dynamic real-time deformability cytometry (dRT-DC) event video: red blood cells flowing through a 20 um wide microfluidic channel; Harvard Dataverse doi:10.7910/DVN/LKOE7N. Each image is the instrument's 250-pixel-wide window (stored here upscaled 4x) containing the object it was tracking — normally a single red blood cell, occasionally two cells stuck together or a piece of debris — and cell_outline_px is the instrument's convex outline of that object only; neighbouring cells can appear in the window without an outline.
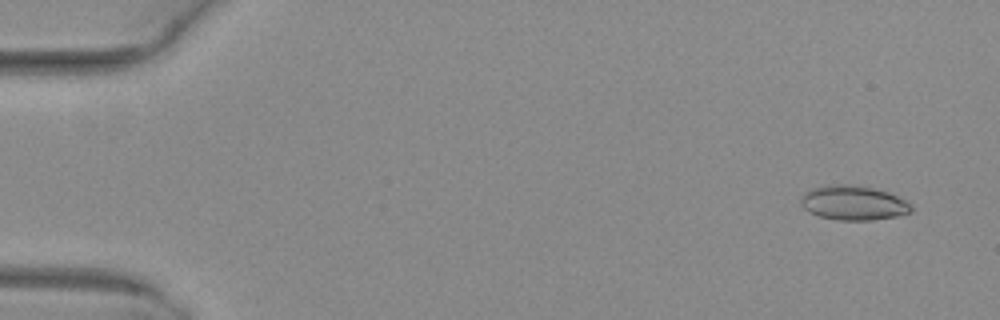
{"species": "common noctule bat (a hibernating species)", "species_latin": "Nyctalus noctula", "temperature_condition": "warm", "stored_images_in_passage": 52, "camera_frame_rate_fps": 3000, "um_per_image_px": 0.085, "animal": {"sex": "female", "body_mass_g": 29.2, "forearm_length_mm": 56.3}, "frame": {"image": 1, "passage_image": 3, "time_ms": 0.667, "image_size_px": [1000, 320], "cell_outline_px": [[912, 212], [896, 216], [872, 220], [836, 220], [820, 216], [808, 212], [800, 204], [800, 196], [804, 192], [812, 188], [828, 184], [852, 184], [872, 188], [888, 192], [912, 204]], "centroid_in_image_um": [72.5, 17.24], "position_along_channel_um": 12.5, "area_um2": 22.37}}
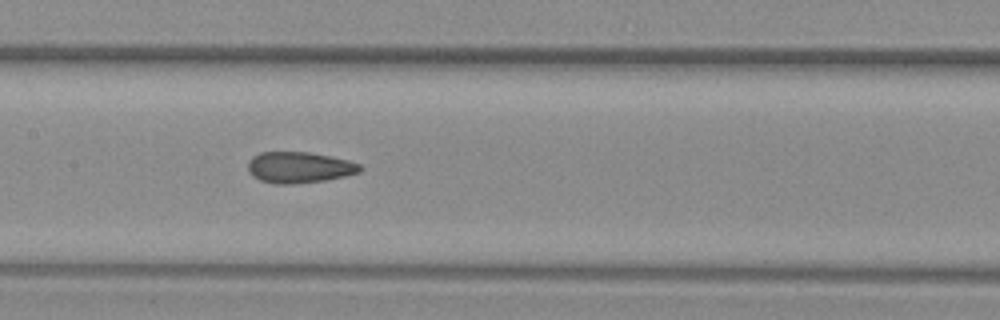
{"frame": {"image": 2, "passage_image": 26, "time_ms": 8.333, "image_size_px": [1000, 320], "cell_outline_px": [[364, 168], [360, 172], [328, 180], [292, 184], [272, 184], [260, 180], [252, 176], [248, 172], [248, 160], [252, 156], [260, 152], [308, 152], [348, 160], [360, 164]], "centroid_in_image_um": [25.41, 14.24], "position_along_channel_um": 182.0, "area_um2": 20.52}}
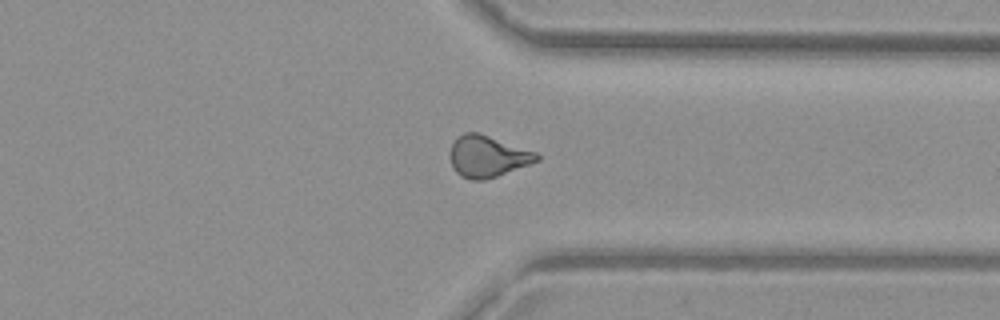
{"frame": {"image": 3, "passage_image": 40, "time_ms": 13.0, "image_size_px": [1000, 320], "cell_outline_px": [[540, 160], [496, 176], [484, 180], [472, 180], [460, 176], [456, 172], [448, 156], [448, 152], [456, 136], [464, 132], [480, 132], [536, 152], [540, 156]], "centroid_in_image_um": [41.4, 13.27], "position_along_channel_um": 370.0, "area_um2": 21.15}}